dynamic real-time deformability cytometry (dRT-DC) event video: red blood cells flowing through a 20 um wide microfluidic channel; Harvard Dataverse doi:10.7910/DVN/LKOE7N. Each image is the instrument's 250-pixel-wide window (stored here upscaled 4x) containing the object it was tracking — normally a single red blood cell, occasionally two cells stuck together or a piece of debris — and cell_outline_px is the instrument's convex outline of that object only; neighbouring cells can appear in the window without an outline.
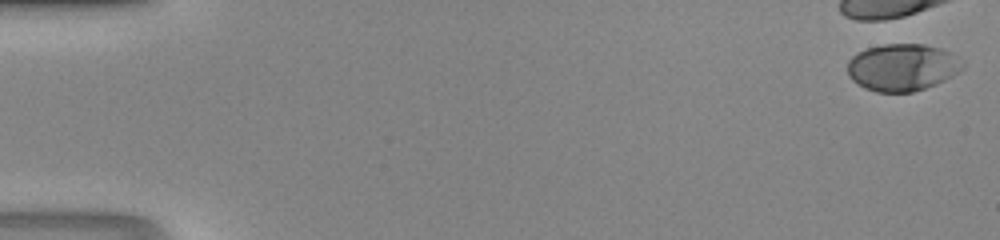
{"species": "human", "species_latin": "Homo sapiens", "temperature_condition": "room temperature", "stored_images_in_passage": 5, "camera_frame_rate_fps": 3000, "um_per_image_px": 0.085, "donor": {"sex": "male"}, "frame": {"image": 1, "passage_image": 1, "time_ms": 0.0, "image_size_px": [1000, 240], "cell_outline_px": [[964, 68], [960, 72], [936, 84], [912, 92], [876, 92], [864, 88], [852, 80], [848, 76], [848, 60], [852, 56], [868, 48], [884, 44], [924, 44], [940, 48], [948, 52], [964, 64]], "centroid_in_image_um": [76.68, 5.73], "position_along_channel_um": 8.3, "area_um2": 31.44}}